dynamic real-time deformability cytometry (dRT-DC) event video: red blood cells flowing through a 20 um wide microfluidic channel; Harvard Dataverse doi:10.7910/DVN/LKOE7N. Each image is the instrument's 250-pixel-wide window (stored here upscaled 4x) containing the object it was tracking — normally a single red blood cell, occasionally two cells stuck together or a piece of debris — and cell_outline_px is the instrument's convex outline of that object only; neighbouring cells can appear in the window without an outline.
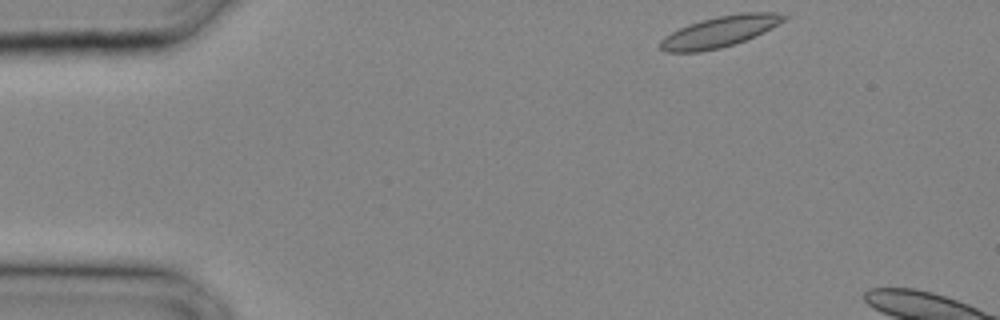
{"species": "common noctule bat (a hibernating species)", "species_latin": "Nyctalus noctula", "temperature_condition": "cold", "stored_images_in_passage": 5, "camera_frame_rate_fps": 3000, "um_per_image_px": 0.085, "animal": {"sex": "male", "body_mass_g": 20.4}, "frame": {"image": 1, "passage_image": 1, "time_ms": 0.0, "image_size_px": [1000, 320], "cell_outline_px": [[792, 16], [764, 32], [756, 36], [720, 48], [700, 52], [664, 52], [660, 48], [660, 40], [664, 36], [688, 24], [700, 20], [740, 12], [776, 12]], "centroid_in_image_um": [61.2, 2.68], "position_along_channel_um": 23.8, "area_um2": 22.37}}